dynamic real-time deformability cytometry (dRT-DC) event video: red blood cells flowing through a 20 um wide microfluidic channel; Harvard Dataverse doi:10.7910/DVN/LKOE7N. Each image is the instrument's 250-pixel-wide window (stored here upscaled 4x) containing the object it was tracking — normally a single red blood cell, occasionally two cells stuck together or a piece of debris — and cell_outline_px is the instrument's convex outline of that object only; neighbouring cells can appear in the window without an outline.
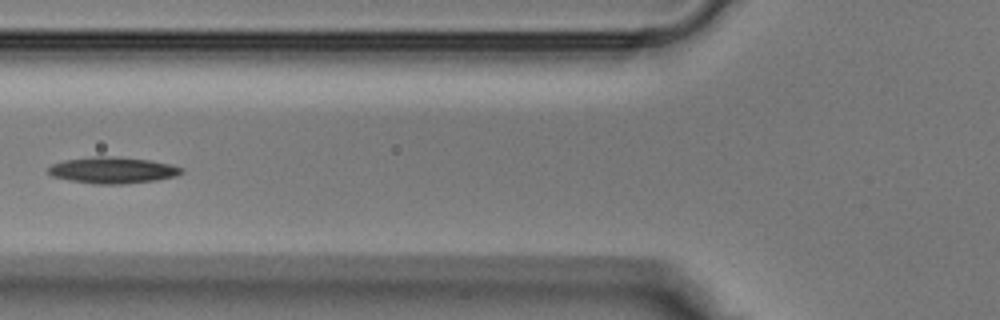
{"species": "Egyptian fruit bat (a non-hibernating species)", "species_latin": "Rousettus aegyptiacus", "temperature_condition": "warm", "stored_images_in_passage": 31, "segment_of_instrument_passage": [2, 2], "camera_frame_rate_fps": 3000, "um_per_image_px": 0.085, "animal": {"sex": "male"}, "frame": {"image": 1, "passage_image": 8, "time_ms": 2.333, "image_size_px": [1000, 320], "cell_outline_px": [[184, 172], [176, 176], [156, 180], [120, 184], [96, 184], [68, 180], [52, 176], [48, 172], [48, 168], [52, 164], [64, 160], [92, 156], [116, 156], [148, 160], [172, 164], [184, 168]], "centroid_in_image_um": [9.59, 14.46], "position_along_channel_um": 116.2, "area_um2": 20.58}}
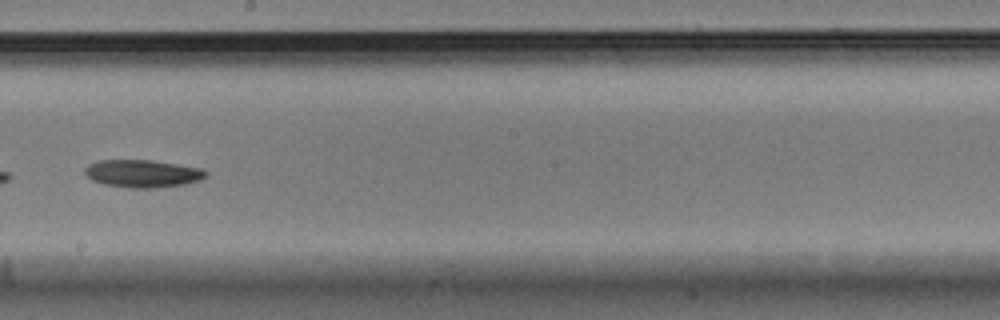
{"frame": {"image": 2, "passage_image": 15, "time_ms": 4.667, "image_size_px": [1000, 320], "cell_outline_px": [[208, 172], [200, 180], [184, 184], [156, 188], [128, 188], [104, 184], [92, 180], [84, 176], [84, 168], [88, 164], [96, 160], [152, 160], [204, 168]], "centroid_in_image_um": [12.09, 14.75], "position_along_channel_um": 236.1, "area_um2": 19.77}}
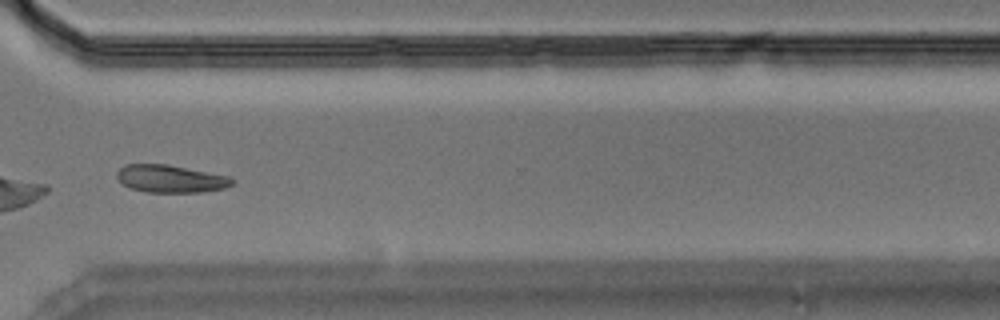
{"frame": {"image": 3, "passage_image": 22, "time_ms": 7.0, "image_size_px": [1000, 320], "cell_outline_px": [[236, 180], [232, 184], [224, 188], [204, 192], [148, 192], [132, 188], [120, 184], [116, 176], [116, 172], [124, 164], [168, 164], [232, 176]], "centroid_in_image_um": [14.52, 15.18], "position_along_channel_um": 356.1, "area_um2": 18.84}}